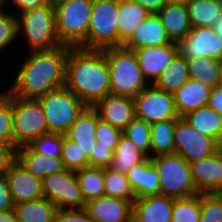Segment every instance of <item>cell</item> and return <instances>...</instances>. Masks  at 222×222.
Returning a JSON list of instances; mask_svg holds the SVG:
<instances>
[{"mask_svg":"<svg viewBox=\"0 0 222 222\" xmlns=\"http://www.w3.org/2000/svg\"><path fill=\"white\" fill-rule=\"evenodd\" d=\"M127 222H140V221L138 220L137 217H135L134 215H132V216L127 220Z\"/></svg>","mask_w":222,"mask_h":222,"instance_id":"11a10c76","label":"cell"},{"mask_svg":"<svg viewBox=\"0 0 222 222\" xmlns=\"http://www.w3.org/2000/svg\"><path fill=\"white\" fill-rule=\"evenodd\" d=\"M201 194L174 198L171 222H200Z\"/></svg>","mask_w":222,"mask_h":222,"instance_id":"d590c367","label":"cell"},{"mask_svg":"<svg viewBox=\"0 0 222 222\" xmlns=\"http://www.w3.org/2000/svg\"><path fill=\"white\" fill-rule=\"evenodd\" d=\"M13 210L18 222H52L58 207L50 199L41 198L14 204Z\"/></svg>","mask_w":222,"mask_h":222,"instance_id":"83f0119b","label":"cell"},{"mask_svg":"<svg viewBox=\"0 0 222 222\" xmlns=\"http://www.w3.org/2000/svg\"><path fill=\"white\" fill-rule=\"evenodd\" d=\"M48 124L49 132L65 134L87 106L65 86L37 98Z\"/></svg>","mask_w":222,"mask_h":222,"instance_id":"ba28073f","label":"cell"},{"mask_svg":"<svg viewBox=\"0 0 222 222\" xmlns=\"http://www.w3.org/2000/svg\"><path fill=\"white\" fill-rule=\"evenodd\" d=\"M102 50L110 70L111 94L134 98L150 85L145 79L132 50L125 49L122 46Z\"/></svg>","mask_w":222,"mask_h":222,"instance_id":"3957f363","label":"cell"},{"mask_svg":"<svg viewBox=\"0 0 222 222\" xmlns=\"http://www.w3.org/2000/svg\"><path fill=\"white\" fill-rule=\"evenodd\" d=\"M145 79L155 84L173 56L178 52L177 42L133 50ZM150 81H149V80Z\"/></svg>","mask_w":222,"mask_h":222,"instance_id":"9a60e30c","label":"cell"},{"mask_svg":"<svg viewBox=\"0 0 222 222\" xmlns=\"http://www.w3.org/2000/svg\"><path fill=\"white\" fill-rule=\"evenodd\" d=\"M48 1L51 6L55 7L56 5L69 1V0H48Z\"/></svg>","mask_w":222,"mask_h":222,"instance_id":"db71d44e","label":"cell"},{"mask_svg":"<svg viewBox=\"0 0 222 222\" xmlns=\"http://www.w3.org/2000/svg\"><path fill=\"white\" fill-rule=\"evenodd\" d=\"M93 0H69L56 5V34L62 45L79 47L89 30Z\"/></svg>","mask_w":222,"mask_h":222,"instance_id":"277c9868","label":"cell"},{"mask_svg":"<svg viewBox=\"0 0 222 222\" xmlns=\"http://www.w3.org/2000/svg\"><path fill=\"white\" fill-rule=\"evenodd\" d=\"M9 0H5V3ZM12 4L16 6L17 11L19 10V14L32 10L37 7H41L43 5L49 4L48 0H10Z\"/></svg>","mask_w":222,"mask_h":222,"instance_id":"681fc988","label":"cell"},{"mask_svg":"<svg viewBox=\"0 0 222 222\" xmlns=\"http://www.w3.org/2000/svg\"><path fill=\"white\" fill-rule=\"evenodd\" d=\"M118 0H93L87 39L83 49L119 47Z\"/></svg>","mask_w":222,"mask_h":222,"instance_id":"52a82bcc","label":"cell"},{"mask_svg":"<svg viewBox=\"0 0 222 222\" xmlns=\"http://www.w3.org/2000/svg\"><path fill=\"white\" fill-rule=\"evenodd\" d=\"M135 118L149 124L179 119L172 93L158 89L154 84L144 88L134 98Z\"/></svg>","mask_w":222,"mask_h":222,"instance_id":"8fae6325","label":"cell"},{"mask_svg":"<svg viewBox=\"0 0 222 222\" xmlns=\"http://www.w3.org/2000/svg\"><path fill=\"white\" fill-rule=\"evenodd\" d=\"M64 167L67 170L77 171L89 166L88 157L81 150L80 146L67 138L63 134V143L61 150V157Z\"/></svg>","mask_w":222,"mask_h":222,"instance_id":"74e56055","label":"cell"},{"mask_svg":"<svg viewBox=\"0 0 222 222\" xmlns=\"http://www.w3.org/2000/svg\"><path fill=\"white\" fill-rule=\"evenodd\" d=\"M192 28L213 27L222 16V0L185 1Z\"/></svg>","mask_w":222,"mask_h":222,"instance_id":"f546056e","label":"cell"},{"mask_svg":"<svg viewBox=\"0 0 222 222\" xmlns=\"http://www.w3.org/2000/svg\"><path fill=\"white\" fill-rule=\"evenodd\" d=\"M151 127L144 120L134 118L122 131L140 150L150 158Z\"/></svg>","mask_w":222,"mask_h":222,"instance_id":"8d00e7d4","label":"cell"},{"mask_svg":"<svg viewBox=\"0 0 222 222\" xmlns=\"http://www.w3.org/2000/svg\"><path fill=\"white\" fill-rule=\"evenodd\" d=\"M5 176L14 204L44 198L42 179L28 172L17 159L6 171Z\"/></svg>","mask_w":222,"mask_h":222,"instance_id":"5bb4252c","label":"cell"},{"mask_svg":"<svg viewBox=\"0 0 222 222\" xmlns=\"http://www.w3.org/2000/svg\"><path fill=\"white\" fill-rule=\"evenodd\" d=\"M13 110L14 147L29 145L40 135L49 133L44 111L37 99H25L10 93Z\"/></svg>","mask_w":222,"mask_h":222,"instance_id":"9c48e42d","label":"cell"},{"mask_svg":"<svg viewBox=\"0 0 222 222\" xmlns=\"http://www.w3.org/2000/svg\"><path fill=\"white\" fill-rule=\"evenodd\" d=\"M0 143L14 146L13 110L8 90L0 94Z\"/></svg>","mask_w":222,"mask_h":222,"instance_id":"f35d334b","label":"cell"},{"mask_svg":"<svg viewBox=\"0 0 222 222\" xmlns=\"http://www.w3.org/2000/svg\"><path fill=\"white\" fill-rule=\"evenodd\" d=\"M17 18L18 35L27 38L29 50H52L63 46L56 34L55 8L50 4L23 12Z\"/></svg>","mask_w":222,"mask_h":222,"instance_id":"5b68a950","label":"cell"},{"mask_svg":"<svg viewBox=\"0 0 222 222\" xmlns=\"http://www.w3.org/2000/svg\"><path fill=\"white\" fill-rule=\"evenodd\" d=\"M174 198L162 194L136 198L133 215L140 222H171Z\"/></svg>","mask_w":222,"mask_h":222,"instance_id":"7402d4cb","label":"cell"},{"mask_svg":"<svg viewBox=\"0 0 222 222\" xmlns=\"http://www.w3.org/2000/svg\"><path fill=\"white\" fill-rule=\"evenodd\" d=\"M5 0H0V12L4 9Z\"/></svg>","mask_w":222,"mask_h":222,"instance_id":"9f6ffc18","label":"cell"},{"mask_svg":"<svg viewBox=\"0 0 222 222\" xmlns=\"http://www.w3.org/2000/svg\"><path fill=\"white\" fill-rule=\"evenodd\" d=\"M127 178L136 198L160 194L159 174L149 157L132 166L127 172Z\"/></svg>","mask_w":222,"mask_h":222,"instance_id":"d4e9b609","label":"cell"},{"mask_svg":"<svg viewBox=\"0 0 222 222\" xmlns=\"http://www.w3.org/2000/svg\"><path fill=\"white\" fill-rule=\"evenodd\" d=\"M177 120L178 119L163 120L160 122L150 124L151 127L150 158L157 155L175 153L174 129Z\"/></svg>","mask_w":222,"mask_h":222,"instance_id":"d6a6232c","label":"cell"},{"mask_svg":"<svg viewBox=\"0 0 222 222\" xmlns=\"http://www.w3.org/2000/svg\"><path fill=\"white\" fill-rule=\"evenodd\" d=\"M172 41L167 35L157 14H150L122 44L128 50L142 47H154L169 44Z\"/></svg>","mask_w":222,"mask_h":222,"instance_id":"d6986e66","label":"cell"},{"mask_svg":"<svg viewBox=\"0 0 222 222\" xmlns=\"http://www.w3.org/2000/svg\"><path fill=\"white\" fill-rule=\"evenodd\" d=\"M150 14L135 0H118L119 47Z\"/></svg>","mask_w":222,"mask_h":222,"instance_id":"484cf974","label":"cell"},{"mask_svg":"<svg viewBox=\"0 0 222 222\" xmlns=\"http://www.w3.org/2000/svg\"><path fill=\"white\" fill-rule=\"evenodd\" d=\"M99 120L97 111L92 106H86L65 133L67 138L80 146L88 158L96 143L95 135Z\"/></svg>","mask_w":222,"mask_h":222,"instance_id":"44dd1931","label":"cell"},{"mask_svg":"<svg viewBox=\"0 0 222 222\" xmlns=\"http://www.w3.org/2000/svg\"><path fill=\"white\" fill-rule=\"evenodd\" d=\"M0 222H18L14 210L0 211Z\"/></svg>","mask_w":222,"mask_h":222,"instance_id":"816d5d0a","label":"cell"},{"mask_svg":"<svg viewBox=\"0 0 222 222\" xmlns=\"http://www.w3.org/2000/svg\"><path fill=\"white\" fill-rule=\"evenodd\" d=\"M156 14L174 42L185 38L192 29L188 8L183 0L169 1Z\"/></svg>","mask_w":222,"mask_h":222,"instance_id":"ffe728a7","label":"cell"},{"mask_svg":"<svg viewBox=\"0 0 222 222\" xmlns=\"http://www.w3.org/2000/svg\"><path fill=\"white\" fill-rule=\"evenodd\" d=\"M99 119L123 131L135 118L134 99L129 96L108 94L92 106Z\"/></svg>","mask_w":222,"mask_h":222,"instance_id":"2e32d148","label":"cell"},{"mask_svg":"<svg viewBox=\"0 0 222 222\" xmlns=\"http://www.w3.org/2000/svg\"><path fill=\"white\" fill-rule=\"evenodd\" d=\"M105 196L131 200L136 199L135 193L130 186L127 174L117 172L107 167L104 168Z\"/></svg>","mask_w":222,"mask_h":222,"instance_id":"e575fe53","label":"cell"},{"mask_svg":"<svg viewBox=\"0 0 222 222\" xmlns=\"http://www.w3.org/2000/svg\"><path fill=\"white\" fill-rule=\"evenodd\" d=\"M121 135L122 131L114 128L111 124L102 120L98 121L95 135L96 142L104 146H110L113 150H115Z\"/></svg>","mask_w":222,"mask_h":222,"instance_id":"7bdbcfd3","label":"cell"},{"mask_svg":"<svg viewBox=\"0 0 222 222\" xmlns=\"http://www.w3.org/2000/svg\"><path fill=\"white\" fill-rule=\"evenodd\" d=\"M14 203L12 201L8 181L5 174L0 175V211L12 210Z\"/></svg>","mask_w":222,"mask_h":222,"instance_id":"7dc6e473","label":"cell"},{"mask_svg":"<svg viewBox=\"0 0 222 222\" xmlns=\"http://www.w3.org/2000/svg\"><path fill=\"white\" fill-rule=\"evenodd\" d=\"M186 60L190 79L201 81L210 88L221 84V60L202 56Z\"/></svg>","mask_w":222,"mask_h":222,"instance_id":"f1b7e54d","label":"cell"},{"mask_svg":"<svg viewBox=\"0 0 222 222\" xmlns=\"http://www.w3.org/2000/svg\"><path fill=\"white\" fill-rule=\"evenodd\" d=\"M200 222H222V193L201 194Z\"/></svg>","mask_w":222,"mask_h":222,"instance_id":"60d3db41","label":"cell"},{"mask_svg":"<svg viewBox=\"0 0 222 222\" xmlns=\"http://www.w3.org/2000/svg\"><path fill=\"white\" fill-rule=\"evenodd\" d=\"M207 106L222 116V84L211 89Z\"/></svg>","mask_w":222,"mask_h":222,"instance_id":"c3c4849f","label":"cell"},{"mask_svg":"<svg viewBox=\"0 0 222 222\" xmlns=\"http://www.w3.org/2000/svg\"><path fill=\"white\" fill-rule=\"evenodd\" d=\"M147 158L148 156L142 150L122 134L119 143L114 150V155L109 168L127 174L132 166L145 161Z\"/></svg>","mask_w":222,"mask_h":222,"instance_id":"1f68e13d","label":"cell"},{"mask_svg":"<svg viewBox=\"0 0 222 222\" xmlns=\"http://www.w3.org/2000/svg\"><path fill=\"white\" fill-rule=\"evenodd\" d=\"M213 28L222 38V16L215 21Z\"/></svg>","mask_w":222,"mask_h":222,"instance_id":"f5cc1de1","label":"cell"},{"mask_svg":"<svg viewBox=\"0 0 222 222\" xmlns=\"http://www.w3.org/2000/svg\"><path fill=\"white\" fill-rule=\"evenodd\" d=\"M183 118L199 133L214 138L218 143L222 139V116L209 106L190 111Z\"/></svg>","mask_w":222,"mask_h":222,"instance_id":"4316f807","label":"cell"},{"mask_svg":"<svg viewBox=\"0 0 222 222\" xmlns=\"http://www.w3.org/2000/svg\"><path fill=\"white\" fill-rule=\"evenodd\" d=\"M211 89L203 82L193 79L184 83L172 94L178 116L183 117L190 111L207 106Z\"/></svg>","mask_w":222,"mask_h":222,"instance_id":"603a6c76","label":"cell"},{"mask_svg":"<svg viewBox=\"0 0 222 222\" xmlns=\"http://www.w3.org/2000/svg\"><path fill=\"white\" fill-rule=\"evenodd\" d=\"M174 145L175 153L184 157L188 163L209 157L220 149L214 138L199 133L183 117L176 122Z\"/></svg>","mask_w":222,"mask_h":222,"instance_id":"7c38bea8","label":"cell"},{"mask_svg":"<svg viewBox=\"0 0 222 222\" xmlns=\"http://www.w3.org/2000/svg\"><path fill=\"white\" fill-rule=\"evenodd\" d=\"M17 15L6 13L5 10L0 12V52L6 50L7 46L17 39L18 20Z\"/></svg>","mask_w":222,"mask_h":222,"instance_id":"b9f144b4","label":"cell"},{"mask_svg":"<svg viewBox=\"0 0 222 222\" xmlns=\"http://www.w3.org/2000/svg\"><path fill=\"white\" fill-rule=\"evenodd\" d=\"M113 155L114 150L110 146H104L96 142L88 158L89 166L98 168L110 167Z\"/></svg>","mask_w":222,"mask_h":222,"instance_id":"ee69618b","label":"cell"},{"mask_svg":"<svg viewBox=\"0 0 222 222\" xmlns=\"http://www.w3.org/2000/svg\"><path fill=\"white\" fill-rule=\"evenodd\" d=\"M192 179L199 194L222 193V150L190 163Z\"/></svg>","mask_w":222,"mask_h":222,"instance_id":"e0dca14e","label":"cell"},{"mask_svg":"<svg viewBox=\"0 0 222 222\" xmlns=\"http://www.w3.org/2000/svg\"><path fill=\"white\" fill-rule=\"evenodd\" d=\"M219 148L222 150V139L219 142Z\"/></svg>","mask_w":222,"mask_h":222,"instance_id":"6f0895ef","label":"cell"},{"mask_svg":"<svg viewBox=\"0 0 222 222\" xmlns=\"http://www.w3.org/2000/svg\"><path fill=\"white\" fill-rule=\"evenodd\" d=\"M63 134L46 133L35 138L28 146L36 153L61 157Z\"/></svg>","mask_w":222,"mask_h":222,"instance_id":"ab89813d","label":"cell"},{"mask_svg":"<svg viewBox=\"0 0 222 222\" xmlns=\"http://www.w3.org/2000/svg\"><path fill=\"white\" fill-rule=\"evenodd\" d=\"M30 53L7 90L20 98L37 99L64 87L68 46Z\"/></svg>","mask_w":222,"mask_h":222,"instance_id":"6da1fadb","label":"cell"},{"mask_svg":"<svg viewBox=\"0 0 222 222\" xmlns=\"http://www.w3.org/2000/svg\"><path fill=\"white\" fill-rule=\"evenodd\" d=\"M16 150L13 145L0 143V175L5 174L16 160Z\"/></svg>","mask_w":222,"mask_h":222,"instance_id":"bcb514c9","label":"cell"},{"mask_svg":"<svg viewBox=\"0 0 222 222\" xmlns=\"http://www.w3.org/2000/svg\"><path fill=\"white\" fill-rule=\"evenodd\" d=\"M189 79L187 60L177 52L154 85L173 94Z\"/></svg>","mask_w":222,"mask_h":222,"instance_id":"4dcf8cb0","label":"cell"},{"mask_svg":"<svg viewBox=\"0 0 222 222\" xmlns=\"http://www.w3.org/2000/svg\"><path fill=\"white\" fill-rule=\"evenodd\" d=\"M151 14H156L170 0H135Z\"/></svg>","mask_w":222,"mask_h":222,"instance_id":"f907efd6","label":"cell"},{"mask_svg":"<svg viewBox=\"0 0 222 222\" xmlns=\"http://www.w3.org/2000/svg\"><path fill=\"white\" fill-rule=\"evenodd\" d=\"M221 84H222V60H221Z\"/></svg>","mask_w":222,"mask_h":222,"instance_id":"680465c9","label":"cell"},{"mask_svg":"<svg viewBox=\"0 0 222 222\" xmlns=\"http://www.w3.org/2000/svg\"><path fill=\"white\" fill-rule=\"evenodd\" d=\"M75 173L85 202L105 196L104 168L87 166Z\"/></svg>","mask_w":222,"mask_h":222,"instance_id":"836d02e7","label":"cell"},{"mask_svg":"<svg viewBox=\"0 0 222 222\" xmlns=\"http://www.w3.org/2000/svg\"><path fill=\"white\" fill-rule=\"evenodd\" d=\"M44 198L50 199L58 209H84L85 200L79 187L76 173L63 170L42 179Z\"/></svg>","mask_w":222,"mask_h":222,"instance_id":"30bf717a","label":"cell"},{"mask_svg":"<svg viewBox=\"0 0 222 222\" xmlns=\"http://www.w3.org/2000/svg\"><path fill=\"white\" fill-rule=\"evenodd\" d=\"M84 210L94 222H127L133 215V201L102 196L86 202Z\"/></svg>","mask_w":222,"mask_h":222,"instance_id":"ac0fdd59","label":"cell"},{"mask_svg":"<svg viewBox=\"0 0 222 222\" xmlns=\"http://www.w3.org/2000/svg\"><path fill=\"white\" fill-rule=\"evenodd\" d=\"M16 159L28 172L40 179L65 170L60 157H51L36 153L28 145L17 148Z\"/></svg>","mask_w":222,"mask_h":222,"instance_id":"cb8c5ba5","label":"cell"},{"mask_svg":"<svg viewBox=\"0 0 222 222\" xmlns=\"http://www.w3.org/2000/svg\"><path fill=\"white\" fill-rule=\"evenodd\" d=\"M109 78L103 50L68 47L64 86L87 106L111 94Z\"/></svg>","mask_w":222,"mask_h":222,"instance_id":"7a4b0ae2","label":"cell"},{"mask_svg":"<svg viewBox=\"0 0 222 222\" xmlns=\"http://www.w3.org/2000/svg\"><path fill=\"white\" fill-rule=\"evenodd\" d=\"M52 222H94L84 209H58Z\"/></svg>","mask_w":222,"mask_h":222,"instance_id":"f6af8a7d","label":"cell"},{"mask_svg":"<svg viewBox=\"0 0 222 222\" xmlns=\"http://www.w3.org/2000/svg\"><path fill=\"white\" fill-rule=\"evenodd\" d=\"M177 45L186 59L202 56L222 60V38L213 27L192 28Z\"/></svg>","mask_w":222,"mask_h":222,"instance_id":"4fadbf2b","label":"cell"},{"mask_svg":"<svg viewBox=\"0 0 222 222\" xmlns=\"http://www.w3.org/2000/svg\"><path fill=\"white\" fill-rule=\"evenodd\" d=\"M159 174L160 194L171 198L199 194L192 179L190 163L178 153L151 157Z\"/></svg>","mask_w":222,"mask_h":222,"instance_id":"8992f818","label":"cell"}]
</instances>
